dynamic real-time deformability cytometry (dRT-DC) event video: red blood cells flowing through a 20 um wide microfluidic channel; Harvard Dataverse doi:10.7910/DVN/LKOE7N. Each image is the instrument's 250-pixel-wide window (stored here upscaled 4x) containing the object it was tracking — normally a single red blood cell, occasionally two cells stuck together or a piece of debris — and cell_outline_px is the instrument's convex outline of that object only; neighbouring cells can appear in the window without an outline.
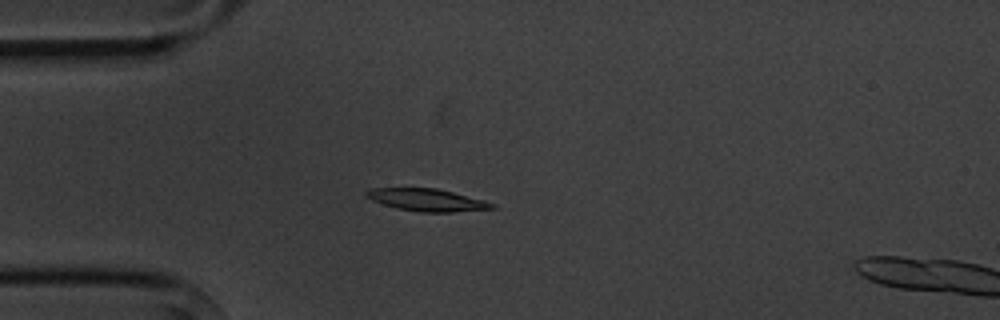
{"species": "common noctule bat (a hibernating species)", "species_latin": "Nyctalus noctula", "temperature_condition": "cold", "stored_images_in_passage": 6, "camera_frame_rate_fps": 3000, "um_per_image_px": 0.085, "animal": {"sex": "male", "body_mass_g": 20.1, "forearm_length_mm": 53.5}, "frame": {"image": 1, "passage_image": 5, "time_ms": 4.667, "image_size_px": [1000, 320], "cell_outline_px": [[496, 208], [452, 212], [420, 212], [396, 208], [372, 200], [364, 196], [364, 192], [372, 188], [436, 188], [484, 200], [496, 204]], "centroid_in_image_um": [36.28, 16.99], "position_along_channel_um": 48.7, "area_um2": 16.3}}